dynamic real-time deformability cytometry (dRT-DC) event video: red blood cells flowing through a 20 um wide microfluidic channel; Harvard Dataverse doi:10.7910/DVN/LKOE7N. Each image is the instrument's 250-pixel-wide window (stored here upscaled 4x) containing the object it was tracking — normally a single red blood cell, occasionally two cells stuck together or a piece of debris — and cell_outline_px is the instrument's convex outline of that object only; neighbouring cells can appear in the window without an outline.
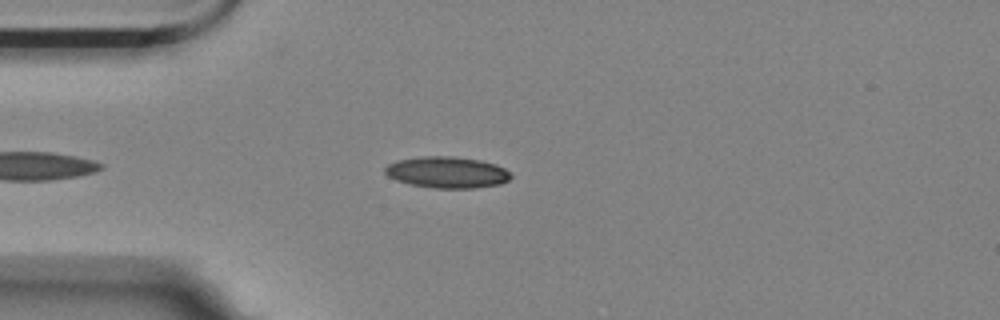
{"species": "Egyptian fruit bat (a non-hibernating species)", "species_latin": "Rousettus aegyptiacus", "temperature_condition": "room temperature", "stored_images_in_passage": 31, "camera_frame_rate_fps": 3000, "um_per_image_px": 0.085, "animal": {"sex": "female"}, "frame": {"image": 1, "passage_image": 5, "time_ms": 1.333, "image_size_px": [1000, 320], "cell_outline_px": [[512, 176], [508, 180], [500, 184], [472, 188], [436, 188], [412, 184], [396, 180], [388, 176], [384, 172], [384, 168], [388, 164], [396, 160], [424, 156], [452, 156], [480, 160], [496, 164], [504, 168]], "centroid_in_image_um": [37.99, 14.64], "position_along_channel_um": 47.0, "area_um2": 22.89}}
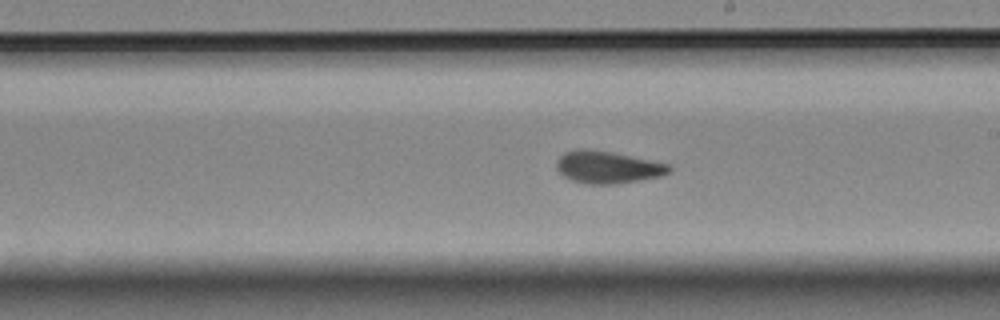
{"frame": {"image": 2, "passage_image": 18, "time_ms": 5.667, "image_size_px": [1000, 320], "cell_outline_px": [[672, 172], [660, 176], [640, 180], [616, 184], [584, 184], [572, 180], [564, 176], [556, 168], [556, 160], [564, 152], [580, 148], [584, 148], [612, 152], [668, 164], [672, 168]], "centroid_in_image_um": [51.63, 14.21], "position_along_channel_um": 237.4, "area_um2": 21.21}}
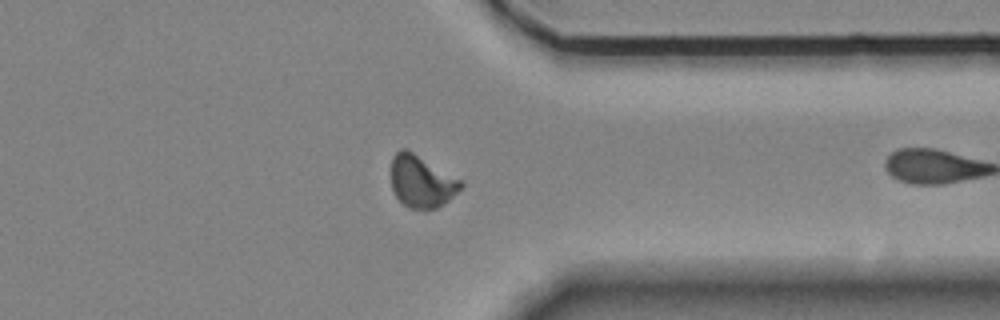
{"frame": {"image": 3, "passage_image": 30, "time_ms": 9.667, "image_size_px": [1000, 320], "cell_outline_px": [[464, 184], [444, 204], [436, 208], [408, 208], [396, 196], [392, 188], [392, 156], [400, 148], [408, 148], [460, 180]], "centroid_in_image_um": [35.8, 15.39], "position_along_channel_um": 375.6, "area_um2": 20.87}}